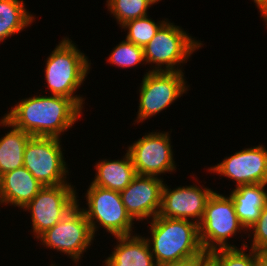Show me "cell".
I'll return each instance as SVG.
<instances>
[{
    "label": "cell",
    "instance_id": "cell-1",
    "mask_svg": "<svg viewBox=\"0 0 267 266\" xmlns=\"http://www.w3.org/2000/svg\"><path fill=\"white\" fill-rule=\"evenodd\" d=\"M20 101L4 117L33 137L60 138L82 115V109L64 96L37 95Z\"/></svg>",
    "mask_w": 267,
    "mask_h": 266
},
{
    "label": "cell",
    "instance_id": "cell-2",
    "mask_svg": "<svg viewBox=\"0 0 267 266\" xmlns=\"http://www.w3.org/2000/svg\"><path fill=\"white\" fill-rule=\"evenodd\" d=\"M149 224L151 238L145 239L157 266L184 261L204 253L196 222L157 215Z\"/></svg>",
    "mask_w": 267,
    "mask_h": 266
},
{
    "label": "cell",
    "instance_id": "cell-3",
    "mask_svg": "<svg viewBox=\"0 0 267 266\" xmlns=\"http://www.w3.org/2000/svg\"><path fill=\"white\" fill-rule=\"evenodd\" d=\"M45 80L52 95L72 99L83 109V97L75 95L91 68L87 56L69 38H64L46 60Z\"/></svg>",
    "mask_w": 267,
    "mask_h": 266
},
{
    "label": "cell",
    "instance_id": "cell-4",
    "mask_svg": "<svg viewBox=\"0 0 267 266\" xmlns=\"http://www.w3.org/2000/svg\"><path fill=\"white\" fill-rule=\"evenodd\" d=\"M201 46V41L195 40L180 26L166 20L143 48L145 64H156L152 71L182 72V67H179L182 66L181 63H187L192 53Z\"/></svg>",
    "mask_w": 267,
    "mask_h": 266
},
{
    "label": "cell",
    "instance_id": "cell-5",
    "mask_svg": "<svg viewBox=\"0 0 267 266\" xmlns=\"http://www.w3.org/2000/svg\"><path fill=\"white\" fill-rule=\"evenodd\" d=\"M198 226L199 240L206 253L217 249L237 248L227 242L228 238L245 229L237 217L233 199L216 191L209 197Z\"/></svg>",
    "mask_w": 267,
    "mask_h": 266
},
{
    "label": "cell",
    "instance_id": "cell-6",
    "mask_svg": "<svg viewBox=\"0 0 267 266\" xmlns=\"http://www.w3.org/2000/svg\"><path fill=\"white\" fill-rule=\"evenodd\" d=\"M86 193L88 208L84 211L92 234L95 237L97 227L101 225L109 234L129 236L135 224L128 214L118 191L90 184ZM98 225H97V224Z\"/></svg>",
    "mask_w": 267,
    "mask_h": 266
},
{
    "label": "cell",
    "instance_id": "cell-7",
    "mask_svg": "<svg viewBox=\"0 0 267 266\" xmlns=\"http://www.w3.org/2000/svg\"><path fill=\"white\" fill-rule=\"evenodd\" d=\"M184 73L177 71H152L144 74L139 87L140 99L136 121L154 117L188 91Z\"/></svg>",
    "mask_w": 267,
    "mask_h": 266
},
{
    "label": "cell",
    "instance_id": "cell-8",
    "mask_svg": "<svg viewBox=\"0 0 267 266\" xmlns=\"http://www.w3.org/2000/svg\"><path fill=\"white\" fill-rule=\"evenodd\" d=\"M56 137H31L24 149L23 166L42 186L68 183V168Z\"/></svg>",
    "mask_w": 267,
    "mask_h": 266
},
{
    "label": "cell",
    "instance_id": "cell-9",
    "mask_svg": "<svg viewBox=\"0 0 267 266\" xmlns=\"http://www.w3.org/2000/svg\"><path fill=\"white\" fill-rule=\"evenodd\" d=\"M94 238L86 215L77 201V205L61 221L37 239L45 247L60 251L78 263Z\"/></svg>",
    "mask_w": 267,
    "mask_h": 266
},
{
    "label": "cell",
    "instance_id": "cell-10",
    "mask_svg": "<svg viewBox=\"0 0 267 266\" xmlns=\"http://www.w3.org/2000/svg\"><path fill=\"white\" fill-rule=\"evenodd\" d=\"M77 195L70 183L43 186L23 208L31 214L33 234L36 238L61 221L76 205Z\"/></svg>",
    "mask_w": 267,
    "mask_h": 266
},
{
    "label": "cell",
    "instance_id": "cell-11",
    "mask_svg": "<svg viewBox=\"0 0 267 266\" xmlns=\"http://www.w3.org/2000/svg\"><path fill=\"white\" fill-rule=\"evenodd\" d=\"M169 132H150L128 146L138 175L156 176L176 169Z\"/></svg>",
    "mask_w": 267,
    "mask_h": 266
},
{
    "label": "cell",
    "instance_id": "cell-12",
    "mask_svg": "<svg viewBox=\"0 0 267 266\" xmlns=\"http://www.w3.org/2000/svg\"><path fill=\"white\" fill-rule=\"evenodd\" d=\"M217 173L236 181V187L249 184H267V150L265 146L245 148L210 167Z\"/></svg>",
    "mask_w": 267,
    "mask_h": 266
},
{
    "label": "cell",
    "instance_id": "cell-13",
    "mask_svg": "<svg viewBox=\"0 0 267 266\" xmlns=\"http://www.w3.org/2000/svg\"><path fill=\"white\" fill-rule=\"evenodd\" d=\"M213 192L212 189L201 185L180 186L172 190L164 183L158 215L171 219L190 220L191 218V221L199 224L203 218L206 203Z\"/></svg>",
    "mask_w": 267,
    "mask_h": 266
},
{
    "label": "cell",
    "instance_id": "cell-14",
    "mask_svg": "<svg viewBox=\"0 0 267 266\" xmlns=\"http://www.w3.org/2000/svg\"><path fill=\"white\" fill-rule=\"evenodd\" d=\"M163 182L160 177L137 174L131 183L119 192L133 220H152L159 214Z\"/></svg>",
    "mask_w": 267,
    "mask_h": 266
},
{
    "label": "cell",
    "instance_id": "cell-15",
    "mask_svg": "<svg viewBox=\"0 0 267 266\" xmlns=\"http://www.w3.org/2000/svg\"><path fill=\"white\" fill-rule=\"evenodd\" d=\"M43 186L24 167L0 176V204L24 208Z\"/></svg>",
    "mask_w": 267,
    "mask_h": 266
},
{
    "label": "cell",
    "instance_id": "cell-16",
    "mask_svg": "<svg viewBox=\"0 0 267 266\" xmlns=\"http://www.w3.org/2000/svg\"><path fill=\"white\" fill-rule=\"evenodd\" d=\"M117 245L104 266H157L145 236H115Z\"/></svg>",
    "mask_w": 267,
    "mask_h": 266
},
{
    "label": "cell",
    "instance_id": "cell-17",
    "mask_svg": "<svg viewBox=\"0 0 267 266\" xmlns=\"http://www.w3.org/2000/svg\"><path fill=\"white\" fill-rule=\"evenodd\" d=\"M267 184L241 185L232 189L233 199L238 219L247 231L258 220L261 210L267 204Z\"/></svg>",
    "mask_w": 267,
    "mask_h": 266
},
{
    "label": "cell",
    "instance_id": "cell-18",
    "mask_svg": "<svg viewBox=\"0 0 267 266\" xmlns=\"http://www.w3.org/2000/svg\"><path fill=\"white\" fill-rule=\"evenodd\" d=\"M95 168L96 173L91 184L118 192L124 190L137 175L128 151L123 159L101 160Z\"/></svg>",
    "mask_w": 267,
    "mask_h": 266
},
{
    "label": "cell",
    "instance_id": "cell-19",
    "mask_svg": "<svg viewBox=\"0 0 267 266\" xmlns=\"http://www.w3.org/2000/svg\"><path fill=\"white\" fill-rule=\"evenodd\" d=\"M3 127L12 129L0 138V176L23 166L24 149L32 137L29 133L15 127L5 117L0 120Z\"/></svg>",
    "mask_w": 267,
    "mask_h": 266
},
{
    "label": "cell",
    "instance_id": "cell-20",
    "mask_svg": "<svg viewBox=\"0 0 267 266\" xmlns=\"http://www.w3.org/2000/svg\"><path fill=\"white\" fill-rule=\"evenodd\" d=\"M23 0H0V42L20 33L35 20Z\"/></svg>",
    "mask_w": 267,
    "mask_h": 266
},
{
    "label": "cell",
    "instance_id": "cell-21",
    "mask_svg": "<svg viewBox=\"0 0 267 266\" xmlns=\"http://www.w3.org/2000/svg\"><path fill=\"white\" fill-rule=\"evenodd\" d=\"M150 16L140 17L134 20H130L123 24L121 27L128 30L126 40L144 48L151 39L155 36L156 32L166 22H155Z\"/></svg>",
    "mask_w": 267,
    "mask_h": 266
},
{
    "label": "cell",
    "instance_id": "cell-22",
    "mask_svg": "<svg viewBox=\"0 0 267 266\" xmlns=\"http://www.w3.org/2000/svg\"><path fill=\"white\" fill-rule=\"evenodd\" d=\"M106 6L120 27L130 20L147 16L152 4L148 0H107Z\"/></svg>",
    "mask_w": 267,
    "mask_h": 266
},
{
    "label": "cell",
    "instance_id": "cell-23",
    "mask_svg": "<svg viewBox=\"0 0 267 266\" xmlns=\"http://www.w3.org/2000/svg\"><path fill=\"white\" fill-rule=\"evenodd\" d=\"M242 246L243 248L217 249L208 254L216 266H254L255 250H249L246 243ZM245 249L249 250L248 254Z\"/></svg>",
    "mask_w": 267,
    "mask_h": 266
},
{
    "label": "cell",
    "instance_id": "cell-24",
    "mask_svg": "<svg viewBox=\"0 0 267 266\" xmlns=\"http://www.w3.org/2000/svg\"><path fill=\"white\" fill-rule=\"evenodd\" d=\"M108 62L121 68L145 64L143 48L125 39L111 51Z\"/></svg>",
    "mask_w": 267,
    "mask_h": 266
},
{
    "label": "cell",
    "instance_id": "cell-25",
    "mask_svg": "<svg viewBox=\"0 0 267 266\" xmlns=\"http://www.w3.org/2000/svg\"><path fill=\"white\" fill-rule=\"evenodd\" d=\"M250 230L254 233L251 249L267 252V204L261 210L258 220L249 228V232Z\"/></svg>",
    "mask_w": 267,
    "mask_h": 266
},
{
    "label": "cell",
    "instance_id": "cell-26",
    "mask_svg": "<svg viewBox=\"0 0 267 266\" xmlns=\"http://www.w3.org/2000/svg\"><path fill=\"white\" fill-rule=\"evenodd\" d=\"M210 261L209 254L204 252L202 255L193 257L180 262L170 263L163 266H205Z\"/></svg>",
    "mask_w": 267,
    "mask_h": 266
},
{
    "label": "cell",
    "instance_id": "cell-27",
    "mask_svg": "<svg viewBox=\"0 0 267 266\" xmlns=\"http://www.w3.org/2000/svg\"><path fill=\"white\" fill-rule=\"evenodd\" d=\"M254 266H267V252L255 251Z\"/></svg>",
    "mask_w": 267,
    "mask_h": 266
},
{
    "label": "cell",
    "instance_id": "cell-28",
    "mask_svg": "<svg viewBox=\"0 0 267 266\" xmlns=\"http://www.w3.org/2000/svg\"><path fill=\"white\" fill-rule=\"evenodd\" d=\"M152 5L157 3V2H160L161 0H148Z\"/></svg>",
    "mask_w": 267,
    "mask_h": 266
},
{
    "label": "cell",
    "instance_id": "cell-29",
    "mask_svg": "<svg viewBox=\"0 0 267 266\" xmlns=\"http://www.w3.org/2000/svg\"><path fill=\"white\" fill-rule=\"evenodd\" d=\"M205 266H216L211 260Z\"/></svg>",
    "mask_w": 267,
    "mask_h": 266
}]
</instances>
